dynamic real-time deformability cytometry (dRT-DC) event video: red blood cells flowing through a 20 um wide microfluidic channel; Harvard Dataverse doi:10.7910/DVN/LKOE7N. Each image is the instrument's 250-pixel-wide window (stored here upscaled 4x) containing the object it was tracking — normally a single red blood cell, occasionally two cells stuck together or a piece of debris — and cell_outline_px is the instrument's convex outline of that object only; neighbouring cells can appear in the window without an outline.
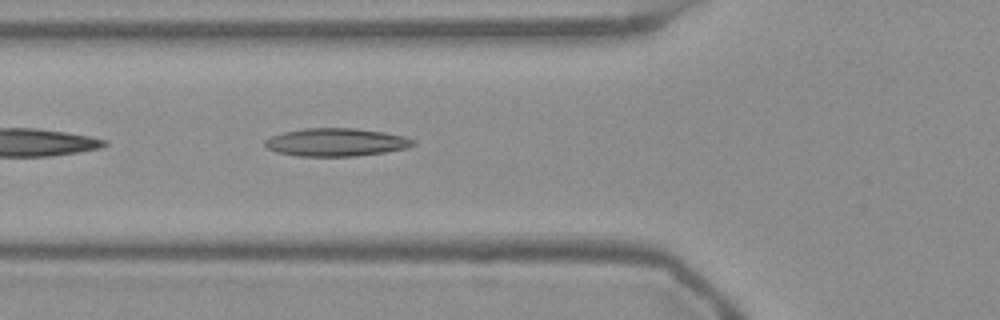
{"species": "Egyptian fruit bat (a non-hibernating species)", "species_latin": "Rousettus aegyptiacus", "temperature_condition": "warm", "stored_images_in_passage": 35, "camera_frame_rate_fps": 3000, "um_per_image_px": 0.085, "frame": {"image": 1, "passage_image": 4, "time_ms": 1.0, "image_size_px": [1000, 320], "cell_outline_px": [[416, 144], [408, 148], [384, 152], [356, 156], [296, 156], [276, 152], [268, 148], [264, 144], [264, 140], [272, 136], [284, 132], [304, 128], [352, 128], [384, 132], [404, 136], [416, 140]], "centroid_in_image_um": [28.59, 12.09], "position_along_channel_um": 97.2, "area_um2": 24.22}}
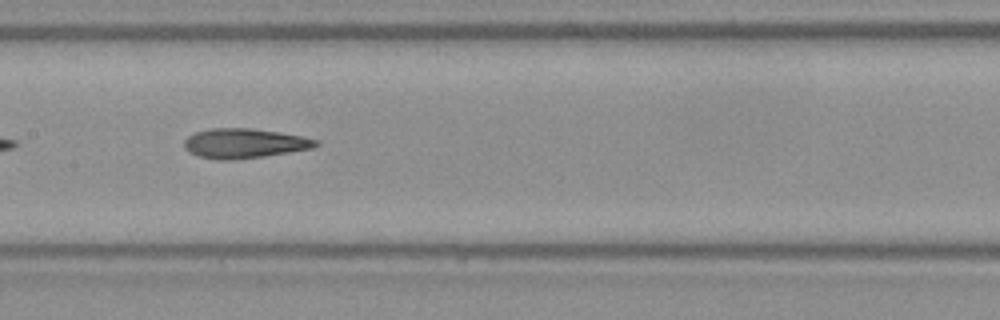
{"frame": {"image": 2, "passage_image": 11, "time_ms": 3.333, "image_size_px": [1000, 320], "cell_outline_px": [[320, 144], [312, 148], [264, 156], [232, 160], [216, 160], [196, 156], [188, 152], [184, 148], [184, 140], [188, 136], [196, 132], [208, 128], [252, 128], [280, 132], [304, 136], [320, 140]], "centroid_in_image_um": [20.75, 12.18], "position_along_channel_um": 186.6, "area_um2": 23.06}}
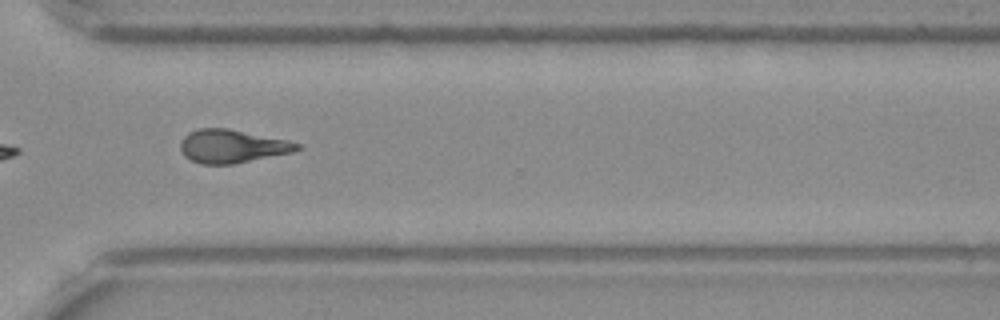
{"frame": {"image": 3, "passage_image": 24, "time_ms": 7.667, "image_size_px": [1000, 320], "cell_outline_px": [[304, 148], [292, 152], [232, 164], [200, 164], [184, 156], [180, 148], [180, 140], [188, 132], [200, 128], [228, 128], [288, 140], [300, 144]], "centroid_in_image_um": [19.72, 12.42], "position_along_channel_um": 350.9, "area_um2": 22.66}, "authors_computed_cell_mechanics": {"area_um2": 22.4264, "velocity_mm_per_s": 3.8008, "shape_relaxation_time_tau1_ms": null, "shape_relaxation_time_tau2_ms": 3.3776, "deformation_change_tau1": null, "deformation_change_tau2": 0.1374}}